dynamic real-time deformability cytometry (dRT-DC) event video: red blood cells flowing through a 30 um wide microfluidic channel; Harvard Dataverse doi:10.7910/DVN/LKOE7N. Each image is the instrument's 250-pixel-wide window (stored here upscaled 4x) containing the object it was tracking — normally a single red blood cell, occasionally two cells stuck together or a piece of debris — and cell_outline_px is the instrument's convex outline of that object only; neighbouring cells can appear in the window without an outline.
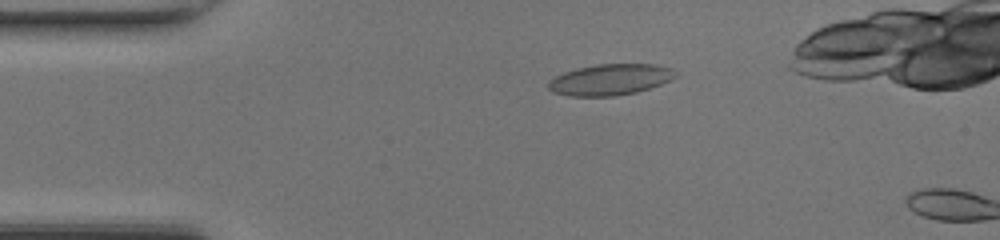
{"species": "common noctule bat (a hibernating species)", "species_latin": "Nyctalus noctula", "temperature_condition": "room temperature", "stored_images_in_passage": 12, "camera_frame_rate_fps": 3000, "um_per_image_px": 0.085, "animal": {"sex": "female", "body_mass_g": 17.0, "forearm_length_mm": 48.0}, "frame": {"image": 1, "passage_image": 10, "time_ms": 3.0, "image_size_px": [1000, 240], "cell_outline_px": [[680, 76], [672, 80], [636, 92], [616, 96], [568, 96], [552, 92], [548, 88], [548, 80], [564, 72], [576, 68], [596, 64], [656, 64], [668, 68], [676, 72]], "centroid_in_image_um": [51.85, 6.77], "position_along_channel_um": 33.1, "area_um2": 23.18}}